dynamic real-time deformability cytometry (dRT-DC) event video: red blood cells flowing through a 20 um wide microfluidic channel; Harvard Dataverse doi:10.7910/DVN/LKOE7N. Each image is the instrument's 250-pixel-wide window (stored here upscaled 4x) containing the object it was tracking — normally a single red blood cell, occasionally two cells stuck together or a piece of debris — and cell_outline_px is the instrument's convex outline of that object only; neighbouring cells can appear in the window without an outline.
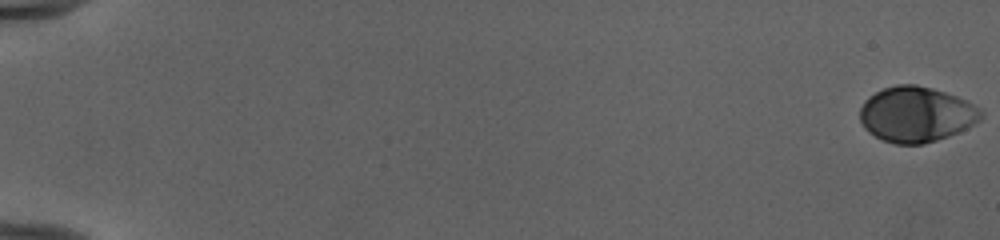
{"species": "human", "species_latin": "Homo sapiens", "temperature_condition": "cold", "stored_images_in_passage": 54, "camera_frame_rate_fps": 3000, "um_per_image_px": 0.085, "donor": {"sex": "female"}, "frame": {"image": 1, "passage_image": 1, "time_ms": 0.0, "image_size_px": [1000, 240], "cell_outline_px": [[984, 116], [980, 120], [960, 132], [924, 144], [896, 144], [884, 140], [868, 132], [864, 128], [860, 120], [860, 108], [864, 100], [868, 96], [884, 88], [896, 84], [916, 84], [932, 88], [968, 100], [980, 108], [984, 112]], "centroid_in_image_um": [77.9, 9.71], "position_along_channel_um": 7.1, "area_um2": 39.36}}
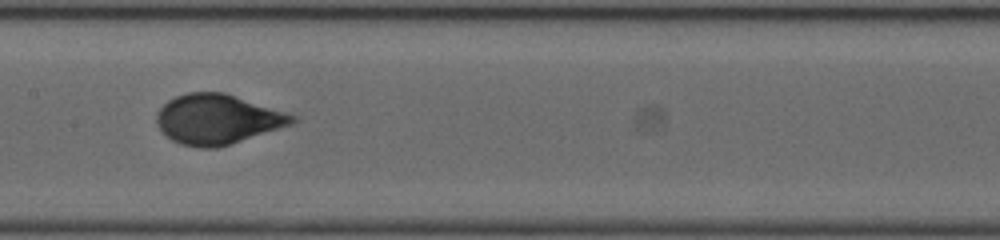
{"frame": {"image": 2, "passage_image": 30, "time_ms": 9.667, "image_size_px": [1000, 240], "cell_outline_px": [[296, 120], [292, 124], [216, 148], [200, 148], [180, 144], [172, 140], [156, 124], [156, 112], [168, 100], [176, 96], [188, 92], [224, 92], [288, 112], [296, 116]], "centroid_in_image_um": [18.47, 10.12], "position_along_channel_um": 188.9, "area_um2": 39.19}}
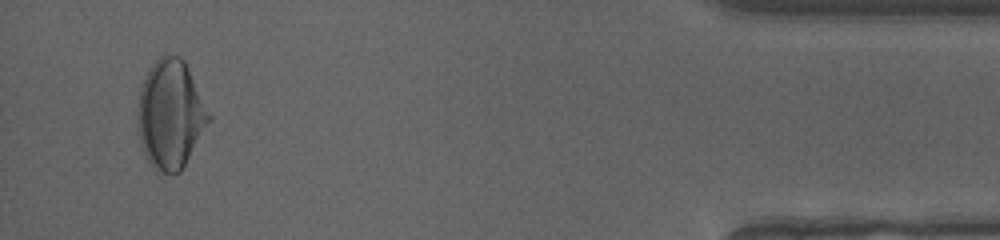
{"frame": {"image": 3, "passage_image": 52, "time_ms": 17.0, "image_size_px": [1000, 240], "cell_outline_px": [[212, 116], [180, 172], [172, 176], [156, 172], [148, 164], [140, 144], [136, 112], [136, 108], [140, 88], [148, 68], [164, 52], [180, 56], [184, 60]], "centroid_in_image_um": [14.45, 9.73], "position_along_channel_um": 420.8, "area_um2": 45.78}, "authors_computed_cell_mechanics": {"area_um2": 38.8994, "velocity_mm_per_s": 3.9869, "shape_relaxation_time_tau1_ms": 3.815, "shape_relaxation_time_tau2_ms": null, "deformation_change_tau1": 0.1761, "deformation_change_tau2": null}}